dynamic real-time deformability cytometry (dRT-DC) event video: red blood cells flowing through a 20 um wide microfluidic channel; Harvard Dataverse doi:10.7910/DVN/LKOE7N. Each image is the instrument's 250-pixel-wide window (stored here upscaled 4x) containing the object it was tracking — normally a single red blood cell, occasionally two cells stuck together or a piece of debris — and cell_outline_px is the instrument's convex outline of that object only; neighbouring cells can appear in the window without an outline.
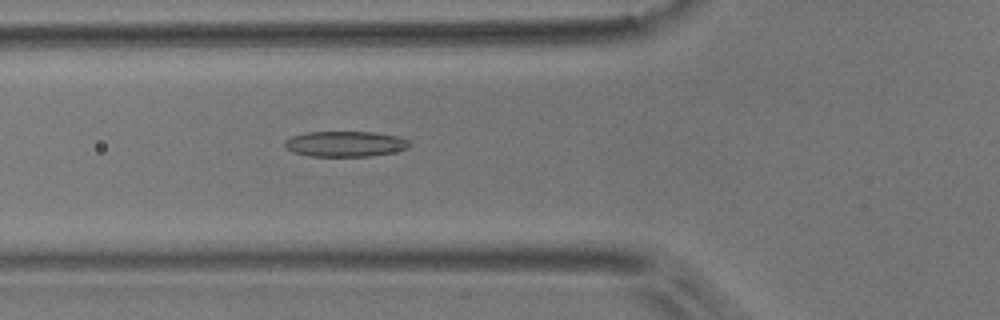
{"species": "common noctule bat (a hibernating species)", "species_latin": "Nyctalus noctula", "temperature_condition": "room temperature", "stored_images_in_passage": 3, "camera_frame_rate_fps": 3000, "um_per_image_px": 0.085, "animal": {"sex": "male", "body_mass_g": 17.9}, "frame": {"image": 1, "passage_image": 3, "time_ms": 0.667, "image_size_px": [1000, 320], "cell_outline_px": [[412, 144], [408, 148], [392, 152], [368, 156], [308, 156], [292, 152], [284, 144], [284, 140], [292, 136], [308, 132], [376, 132], [396, 136], [408, 140]], "centroid_in_image_um": [29.34, 12.23], "position_along_channel_um": 96.5, "area_um2": 18.5}}